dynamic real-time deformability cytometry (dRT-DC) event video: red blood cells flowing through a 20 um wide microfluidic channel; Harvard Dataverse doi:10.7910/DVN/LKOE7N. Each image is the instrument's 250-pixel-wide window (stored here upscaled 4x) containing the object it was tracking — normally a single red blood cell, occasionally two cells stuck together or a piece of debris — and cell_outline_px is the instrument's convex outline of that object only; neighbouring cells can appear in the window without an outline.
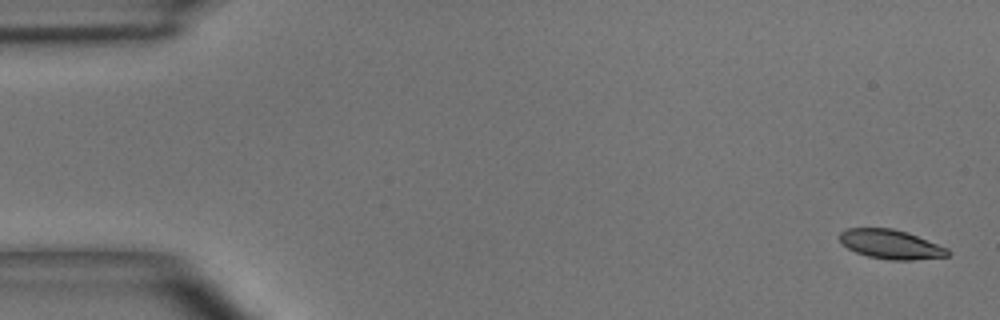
{"species": "common noctule bat (a hibernating species)", "species_latin": "Nyctalus noctula", "temperature_condition": "room temperature", "stored_images_in_passage": 5, "camera_frame_rate_fps": 3000, "um_per_image_px": 0.085, "animal": {"sex": "male", "body_mass_g": 15.6}, "frame": {"image": 1, "passage_image": 1, "time_ms": 0.0, "image_size_px": [1000, 320], "cell_outline_px": [[948, 256], [912, 260], [888, 260], [868, 256], [856, 252], [848, 248], [840, 240], [840, 232], [848, 228], [892, 228], [908, 232], [948, 248]], "centroid_in_image_um": [75.72, 20.76], "position_along_channel_um": 9.3, "area_um2": 18.32}}
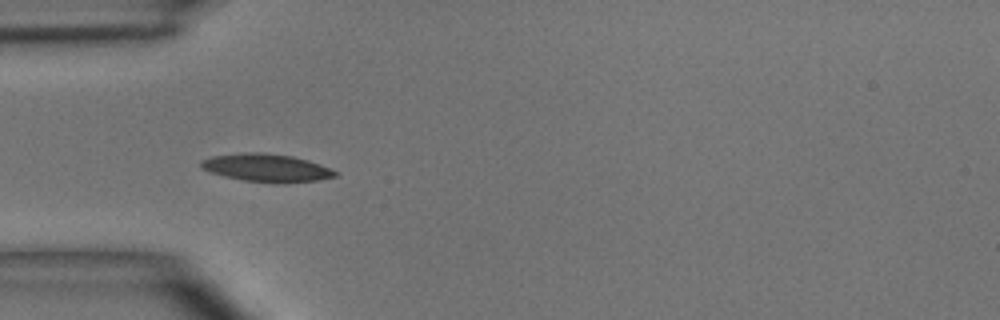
{"frame": {"image": 2, "passage_image": 5, "time_ms": 4.667, "image_size_px": [1000, 320], "cell_outline_px": [[340, 172], [336, 176], [320, 180], [284, 184], [276, 184], [244, 180], [224, 176], [208, 172], [200, 168], [200, 160], [212, 156], [244, 152], [264, 152], [292, 156], [308, 160], [320, 164]], "centroid_in_image_um": [22.67, 14.27], "position_along_channel_um": 62.3, "area_um2": 22.31}}